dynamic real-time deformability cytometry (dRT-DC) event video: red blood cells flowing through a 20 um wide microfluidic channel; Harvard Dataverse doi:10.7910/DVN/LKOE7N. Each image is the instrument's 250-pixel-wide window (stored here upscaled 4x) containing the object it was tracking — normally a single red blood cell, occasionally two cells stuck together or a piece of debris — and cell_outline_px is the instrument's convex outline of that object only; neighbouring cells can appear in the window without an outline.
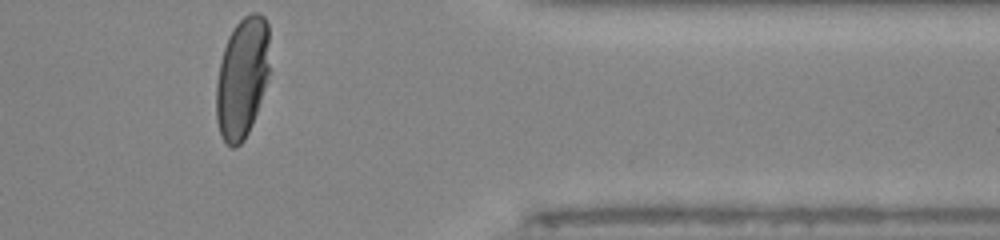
{"species": "human", "species_latin": "Homo sapiens", "temperature_condition": "room temperature", "stored_images_in_passage": 31, "camera_frame_rate_fps": 3000, "um_per_image_px": 0.085, "donor": {"sex": "male"}, "frame": {"image": 1, "passage_image": 31, "time_ms": 10.0, "image_size_px": [1000, 240], "cell_outline_px": [[268, 76], [252, 124], [244, 140], [236, 148], [232, 148], [220, 136], [216, 120], [216, 84], [220, 64], [224, 48], [228, 36], [232, 28], [244, 16], [252, 12], [260, 12], [264, 16], [268, 24]], "centroid_in_image_um": [20.56, 6.61], "position_along_channel_um": 390.8, "area_um2": 37.51}, "authors_computed_cell_mechanics": {"area_um2": 42.8298, "velocity_mm_per_s": 4.0975, "shape_relaxation_time_tau1_ms": 3.0403, "shape_relaxation_time_tau2_ms": null, "deformation_change_tau1": 0.186, "deformation_change_tau2": null}}